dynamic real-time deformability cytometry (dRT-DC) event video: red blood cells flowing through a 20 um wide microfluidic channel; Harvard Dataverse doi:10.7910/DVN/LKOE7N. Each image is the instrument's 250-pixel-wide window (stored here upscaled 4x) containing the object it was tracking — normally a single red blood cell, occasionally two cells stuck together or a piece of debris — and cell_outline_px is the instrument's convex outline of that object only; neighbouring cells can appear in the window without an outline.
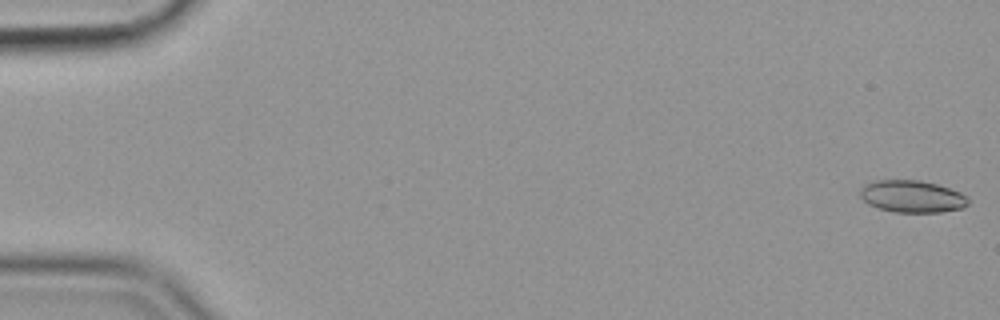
{"species": "common noctule bat (a hibernating species)", "species_latin": "Nyctalus noctula", "temperature_condition": "cold", "stored_images_in_passage": 54, "camera_frame_rate_fps": 3000, "um_per_image_px": 0.085, "animal": {"sex": "female", "body_mass_g": 19.9}, "frame": {"image": 1, "passage_image": 1, "time_ms": 0.0, "image_size_px": [1000, 320], "cell_outline_px": [[968, 204], [964, 208], [940, 212], [892, 212], [868, 204], [860, 196], [860, 188], [864, 184], [876, 180], [920, 180], [936, 184], [960, 192], [968, 196]], "centroid_in_image_um": [77.52, 16.69], "position_along_channel_um": 7.5, "area_um2": 20.29}}
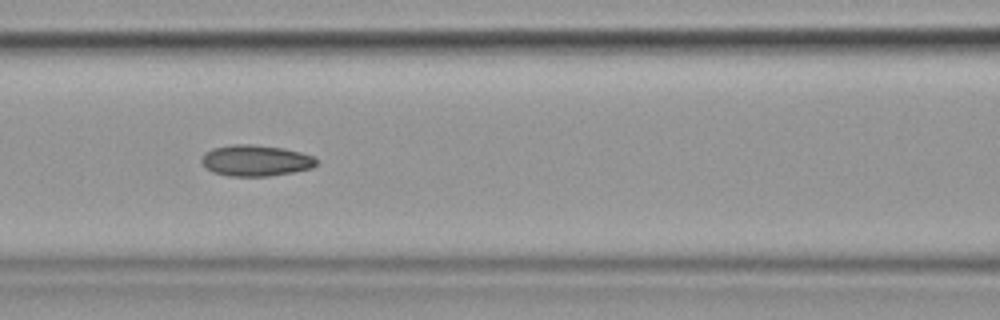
{"frame": {"image": 2, "passage_image": 25, "time_ms": 8.0, "image_size_px": [1000, 320], "cell_outline_px": [[316, 164], [312, 168], [292, 172], [268, 176], [228, 176], [212, 172], [200, 160], [204, 152], [212, 148], [232, 144], [248, 144], [284, 148], [300, 152], [312, 156], [316, 160]], "centroid_in_image_um": [21.7, 13.64], "position_along_channel_um": 144.9, "area_um2": 20.75}}
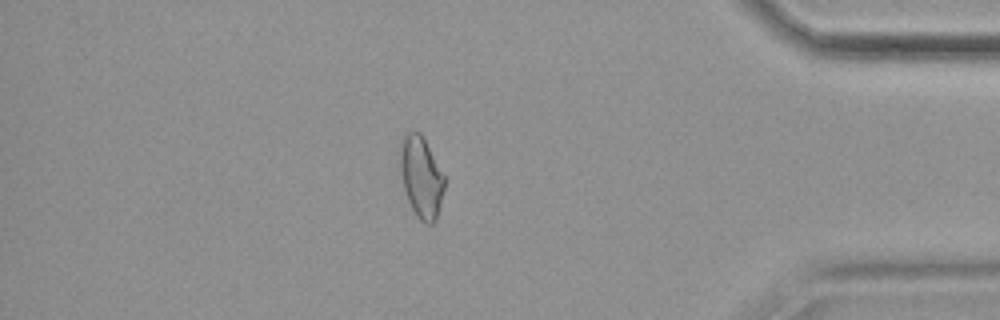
{"frame": {"image": 3, "passage_image": 49, "time_ms": 16.0, "image_size_px": [1000, 320], "cell_outline_px": [[444, 188], [436, 220], [432, 224], [428, 224], [420, 220], [412, 208], [408, 200], [404, 188], [400, 172], [400, 144], [404, 136], [408, 132], [420, 132], [444, 176]], "centroid_in_image_um": [35.79, 15.06], "position_along_channel_um": 399.4, "area_um2": 20.52}}